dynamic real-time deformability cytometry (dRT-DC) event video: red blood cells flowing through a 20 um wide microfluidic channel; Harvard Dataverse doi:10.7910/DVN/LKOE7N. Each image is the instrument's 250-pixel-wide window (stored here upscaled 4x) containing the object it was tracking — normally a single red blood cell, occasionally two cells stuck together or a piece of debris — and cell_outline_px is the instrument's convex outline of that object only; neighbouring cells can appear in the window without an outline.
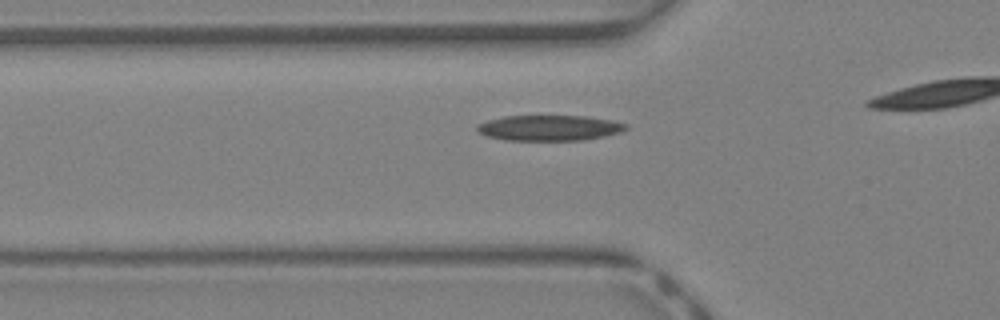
{"species": "Egyptian fruit bat (a non-hibernating species)", "species_latin": "Rousettus aegyptiacus", "temperature_condition": "warm", "stored_images_in_passage": 17, "camera_frame_rate_fps": 3000, "um_per_image_px": 0.085, "animal": {"sex": "female"}, "frame": {"image": 1, "passage_image": 10, "time_ms": 3.0, "image_size_px": [1000, 320], "cell_outline_px": [[628, 128], [620, 132], [604, 136], [584, 140], [504, 140], [484, 136], [476, 132], [476, 124], [488, 120], [504, 116], [584, 116], [612, 120], [628, 124]], "centroid_in_image_um": [46.64, 10.87], "position_along_channel_um": 79.2, "area_um2": 22.31}}
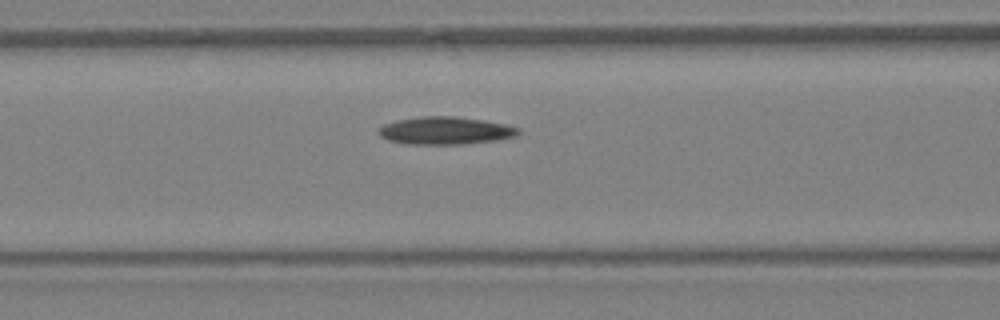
{"frame": {"image": 2, "passage_image": 13, "time_ms": 4.0, "image_size_px": [1000, 320], "cell_outline_px": [[520, 132], [516, 136], [496, 140], [460, 144], [408, 144], [388, 140], [380, 136], [380, 128], [384, 124], [396, 120], [420, 116], [452, 116], [480, 120], [504, 124], [520, 128]], "centroid_in_image_um": [37.84, 11.1], "position_along_channel_um": 128.8, "area_um2": 22.25}}
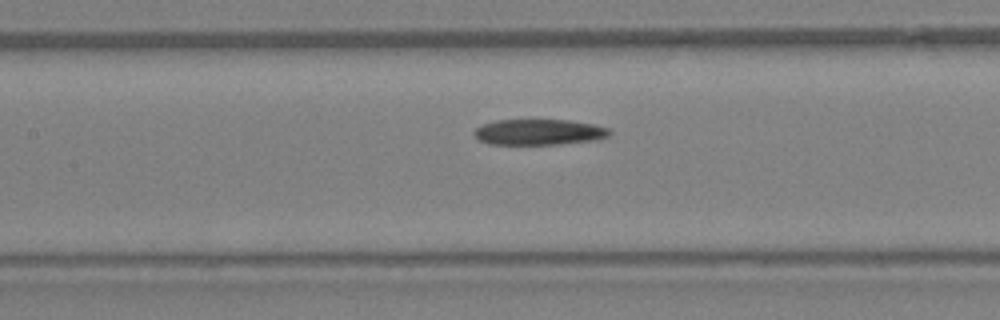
{"frame": {"image": 3, "passage_image": 15, "time_ms": 4.667, "image_size_px": [1000, 320], "cell_outline_px": [[612, 132], [608, 136], [600, 140], [560, 144], [488, 144], [480, 140], [472, 132], [476, 128], [484, 124], [496, 120], [568, 120], [592, 124], [608, 128]], "centroid_in_image_um": [45.84, 11.23], "position_along_channel_um": 161.6, "area_um2": 20.35}}